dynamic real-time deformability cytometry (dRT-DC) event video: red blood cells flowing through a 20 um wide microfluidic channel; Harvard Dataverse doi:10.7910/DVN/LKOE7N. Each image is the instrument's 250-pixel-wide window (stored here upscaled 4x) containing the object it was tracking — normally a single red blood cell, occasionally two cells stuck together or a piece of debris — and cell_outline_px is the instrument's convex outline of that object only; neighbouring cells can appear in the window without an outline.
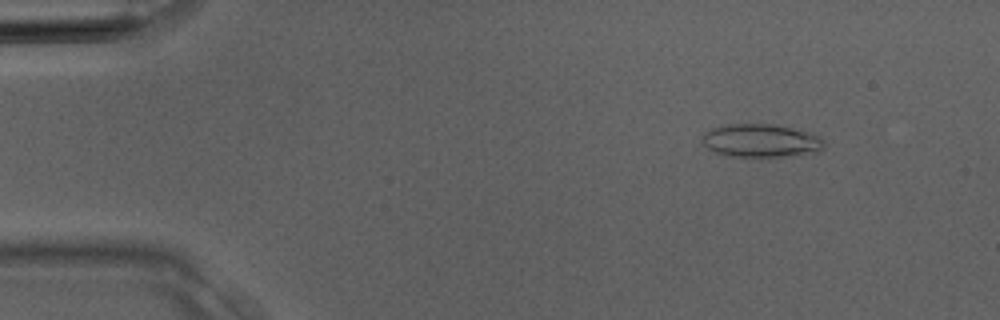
{"species": "Egyptian fruit bat (a non-hibernating species)", "species_latin": "Rousettus aegyptiacus", "temperature_condition": "room temperature", "stored_images_in_passage": 4, "camera_frame_rate_fps": 3000, "um_per_image_px": 0.085, "animal": {"sex": "male"}, "frame": {"image": 1, "passage_image": 2, "time_ms": 0.333, "image_size_px": [1000, 320], "cell_outline_px": [[824, 148], [820, 152], [780, 156], [724, 156], [708, 148], [700, 140], [700, 136], [704, 132], [712, 128], [728, 124], [776, 124], [820, 136], [824, 140]], "centroid_in_image_um": [64.65, 11.95], "position_along_channel_um": 20.4, "area_um2": 23.58}}